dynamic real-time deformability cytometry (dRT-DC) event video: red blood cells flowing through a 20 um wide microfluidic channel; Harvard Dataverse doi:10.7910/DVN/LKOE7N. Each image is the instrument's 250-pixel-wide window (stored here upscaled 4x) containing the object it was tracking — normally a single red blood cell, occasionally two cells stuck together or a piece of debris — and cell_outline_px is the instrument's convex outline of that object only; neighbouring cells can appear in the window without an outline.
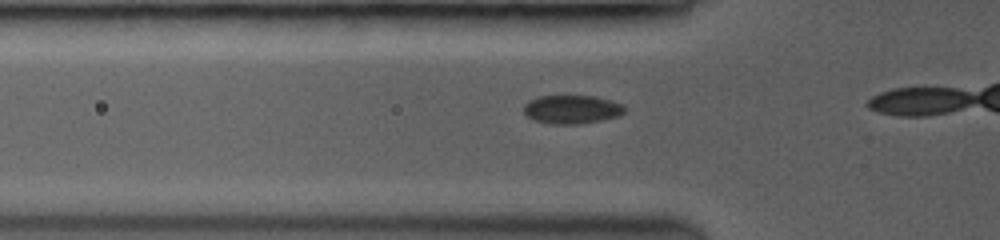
{"species": "common noctule bat (a hibernating species)", "species_latin": "Nyctalus noctula", "temperature_condition": "room temperature", "stored_images_in_passage": 8, "camera_frame_rate_fps": 3500, "um_per_image_px": 0.085, "animal": {"sex": "female", "body_mass_g": 19.0, "forearm_length_mm": 53.3}, "frame": {"image": 1, "passage_image": 6, "time_ms": 1.429, "image_size_px": [1000, 240], "cell_outline_px": [[624, 112], [620, 116], [580, 124], [552, 124], [532, 120], [524, 112], [524, 104], [540, 96], [592, 96], [608, 100], [620, 104], [624, 108]], "centroid_in_image_um": [48.58, 9.31], "position_along_channel_um": 77.2, "area_um2": 16.53}}